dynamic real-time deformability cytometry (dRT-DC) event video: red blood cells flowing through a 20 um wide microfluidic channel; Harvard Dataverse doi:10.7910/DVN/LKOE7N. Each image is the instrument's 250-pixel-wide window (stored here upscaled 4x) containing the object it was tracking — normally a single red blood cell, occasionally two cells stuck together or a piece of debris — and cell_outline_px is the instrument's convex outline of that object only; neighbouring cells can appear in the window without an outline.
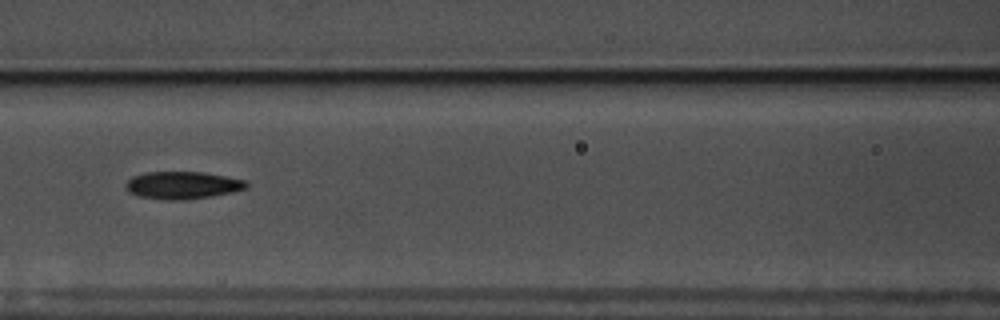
{"species": "common noctule bat (a hibernating species)", "species_latin": "Nyctalus noctula", "temperature_condition": "warm", "stored_images_in_passage": 35, "camera_frame_rate_fps": 3000, "um_per_image_px": 0.085, "animal": {"sex": "male", "body_mass_g": 17.5, "forearm_length_mm": 52.3}, "frame": {"image": 1, "passage_image": 13, "time_ms": 4.0, "image_size_px": [1000, 320], "cell_outline_px": [[248, 188], [232, 192], [184, 200], [168, 200], [140, 196], [128, 192], [124, 184], [132, 176], [144, 172], [204, 172], [244, 180], [248, 184]], "centroid_in_image_um": [15.48, 15.73], "position_along_channel_um": 151.1, "area_um2": 19.19}}
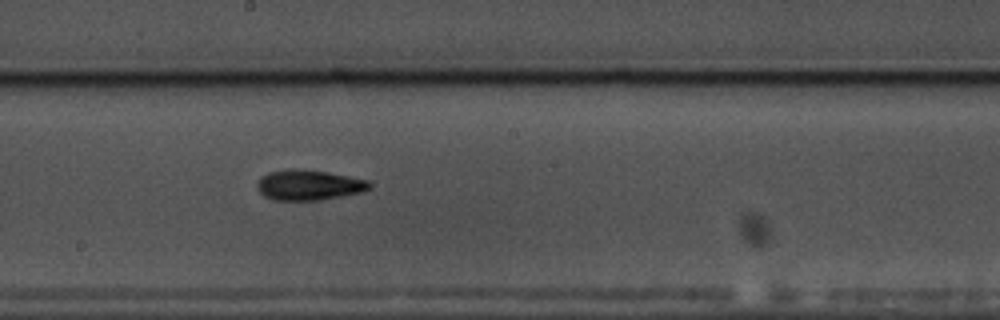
{"frame": {"image": 2, "passage_image": 19, "time_ms": 6.0, "image_size_px": [1000, 320], "cell_outline_px": [[372, 188], [360, 192], [320, 200], [272, 200], [264, 196], [256, 188], [256, 184], [260, 176], [268, 172], [288, 168], [296, 168], [328, 172], [368, 180], [372, 184]], "centroid_in_image_um": [26.2, 15.71], "position_along_channel_um": 222.0, "area_um2": 20.06}}
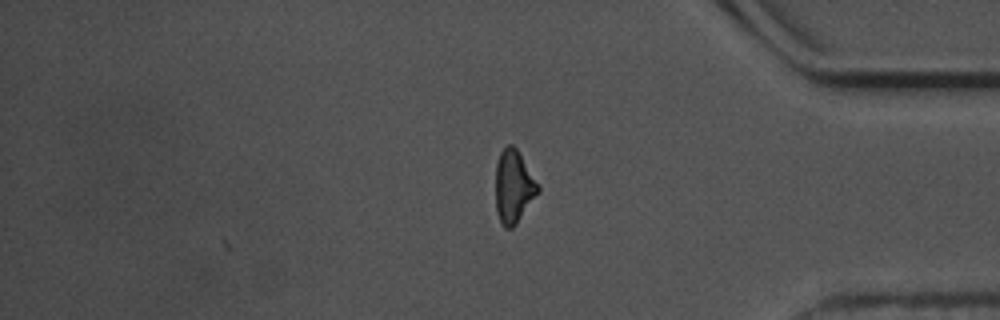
{"frame": {"image": 3, "passage_image": 35, "time_ms": 11.333, "image_size_px": [1000, 320], "cell_outline_px": [[540, 192], [516, 224], [512, 228], [504, 228], [496, 212], [496, 164], [500, 152], [508, 144], [512, 144], [516, 148], [540, 184]], "centroid_in_image_um": [43.68, 15.86], "position_along_channel_um": 391.5, "area_um2": 18.21}, "authors_computed_cell_mechanics": {"area_um2": 18.3226, "velocity_mm_per_s": 3.5663, "shape_relaxation_time_tau1_ms": 3.9188, "shape_relaxation_time_tau2_ms": 8.1779, "deformation_change_tau1": 0.1449, "deformation_change_tau2": 0.1715}}